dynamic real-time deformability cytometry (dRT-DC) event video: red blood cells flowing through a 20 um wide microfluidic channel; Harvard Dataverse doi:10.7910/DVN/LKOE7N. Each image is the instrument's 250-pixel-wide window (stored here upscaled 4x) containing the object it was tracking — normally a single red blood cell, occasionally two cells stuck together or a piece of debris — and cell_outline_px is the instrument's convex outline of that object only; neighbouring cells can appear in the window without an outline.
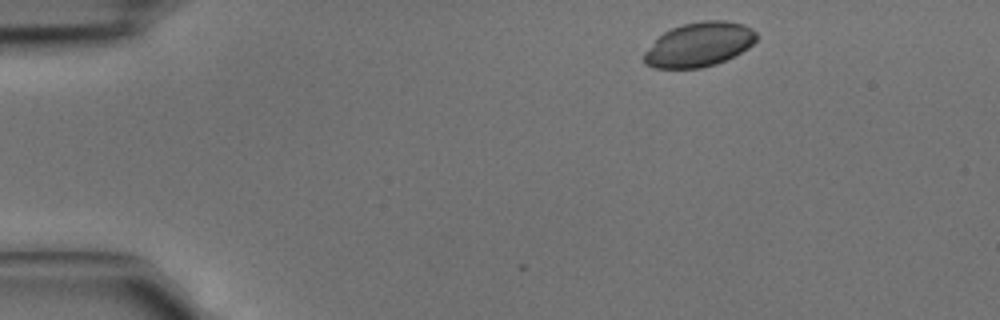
{"species": "common noctule bat (a hibernating species)", "species_latin": "Nyctalus noctula", "temperature_condition": "cold", "stored_images_in_passage": 4, "camera_frame_rate_fps": 3000, "um_per_image_px": 0.085, "animal": {"sex": "male", "body_mass_g": 15.6}, "frame": {"image": 1, "passage_image": 1, "time_ms": 0.0, "image_size_px": [1000, 320], "cell_outline_px": [[756, 40], [748, 48], [716, 64], [700, 68], [652, 68], [644, 64], [644, 52], [664, 32], [672, 28], [684, 24], [704, 20], [724, 20], [744, 24], [752, 28], [756, 32]], "centroid_in_image_um": [59.42, 3.78], "position_along_channel_um": 25.6, "area_um2": 28.84}}
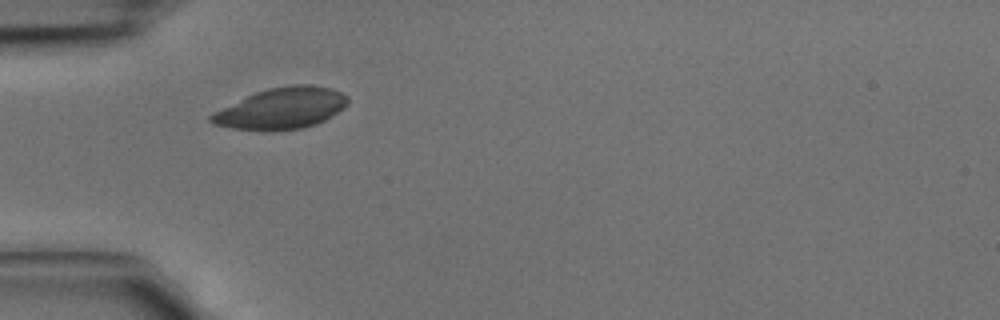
{"frame": {"image": 2, "passage_image": 3, "time_ms": 0.667, "image_size_px": [1000, 320], "cell_outline_px": [[348, 100], [332, 116], [316, 124], [300, 128], [272, 132], [232, 128], [212, 124], [208, 120], [208, 116], [212, 112], [256, 92], [268, 88], [292, 84], [312, 84], [332, 88], [348, 96]], "centroid_in_image_um": [23.87, 9.22], "position_along_channel_um": 61.1, "area_um2": 32.89}}